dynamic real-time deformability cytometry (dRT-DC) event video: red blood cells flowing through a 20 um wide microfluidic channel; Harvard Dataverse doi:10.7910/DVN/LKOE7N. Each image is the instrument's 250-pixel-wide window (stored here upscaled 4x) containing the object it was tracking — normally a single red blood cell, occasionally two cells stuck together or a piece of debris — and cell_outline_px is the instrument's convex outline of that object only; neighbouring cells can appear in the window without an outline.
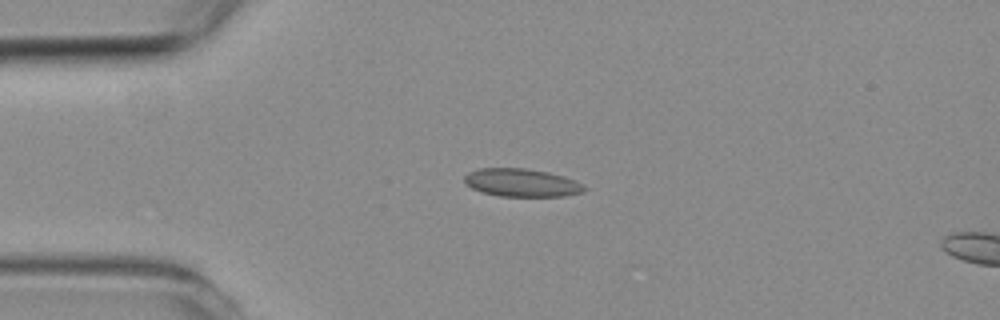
{"species": "common noctule bat (a hibernating species)", "species_latin": "Nyctalus noctula", "temperature_condition": "room temperature", "stored_images_in_passage": 3, "camera_frame_rate_fps": 3000, "um_per_image_px": 0.085, "animal": {"sex": "female", "body_mass_g": 19.3, "forearm_length_mm": 54.1}, "frame": {"image": 1, "passage_image": 2, "time_ms": 1.0, "image_size_px": [1000, 320], "cell_outline_px": [[588, 188], [584, 192], [564, 196], [500, 196], [480, 192], [464, 184], [464, 176], [468, 172], [480, 168], [524, 168], [548, 172], [564, 176]], "centroid_in_image_um": [44.3, 15.53], "position_along_channel_um": 40.7, "area_um2": 19.59}}